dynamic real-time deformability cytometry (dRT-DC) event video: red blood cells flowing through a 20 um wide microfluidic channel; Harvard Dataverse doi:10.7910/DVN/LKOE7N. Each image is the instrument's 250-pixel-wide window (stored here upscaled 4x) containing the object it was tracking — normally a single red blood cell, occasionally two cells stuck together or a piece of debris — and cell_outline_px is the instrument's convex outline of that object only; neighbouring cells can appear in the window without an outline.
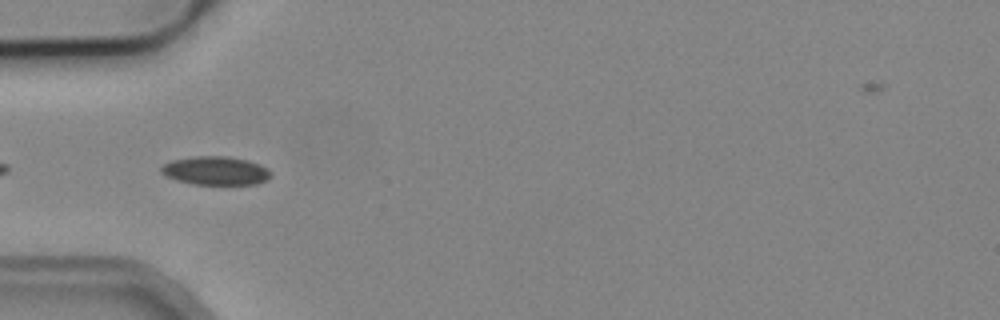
{"species": "common noctule bat (a hibernating species)", "species_latin": "Nyctalus noctula", "temperature_condition": "cold", "stored_images_in_passage": 5, "camera_frame_rate_fps": 3000, "um_per_image_px": 0.085, "animal": {"sex": "male", "body_mass_g": 19.2, "forearm_length_mm": 51.8}, "frame": {"image": 1, "passage_image": 4, "time_ms": 3.667, "image_size_px": [1000, 320], "cell_outline_px": [[272, 176], [268, 180], [256, 184], [192, 184], [176, 180], [160, 172], [160, 168], [164, 164], [172, 160], [196, 156], [228, 156], [260, 164], [268, 168], [272, 172]], "centroid_in_image_um": [18.36, 14.51], "position_along_channel_um": 66.6, "area_um2": 18.26}}